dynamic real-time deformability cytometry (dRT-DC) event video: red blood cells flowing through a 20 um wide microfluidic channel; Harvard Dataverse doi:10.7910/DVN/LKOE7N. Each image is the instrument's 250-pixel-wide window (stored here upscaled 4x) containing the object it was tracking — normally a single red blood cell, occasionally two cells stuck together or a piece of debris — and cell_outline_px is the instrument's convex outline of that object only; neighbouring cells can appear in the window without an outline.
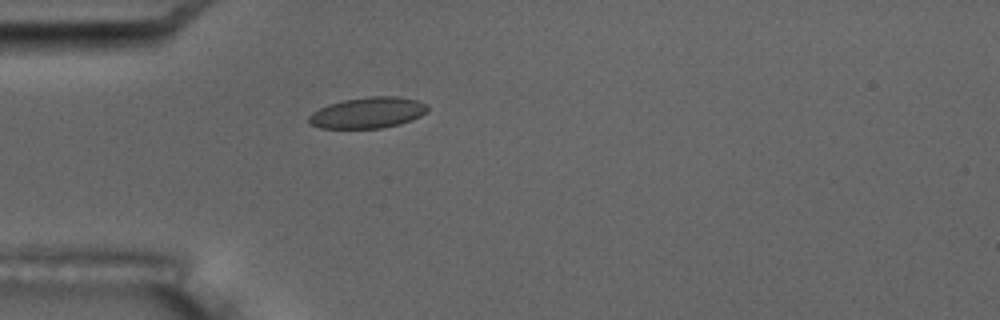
{"species": "common noctule bat (a hibernating species)", "species_latin": "Nyctalus noctula", "temperature_condition": "room temperature", "stored_images_in_passage": 1, "camera_frame_rate_fps": 3000, "um_per_image_px": 0.085, "animal": {"sex": "male", "body_mass_g": 17.5, "forearm_length_mm": 52.3}, "frame": {"image": 1, "passage_image": 1, "time_ms": 0.0, "image_size_px": [1000, 320], "cell_outline_px": [[428, 112], [412, 120], [400, 124], [380, 128], [320, 128], [312, 124], [308, 120], [308, 116], [312, 112], [328, 104], [344, 100], [368, 96], [396, 96], [416, 100], [428, 104]], "centroid_in_image_um": [31.29, 9.57], "position_along_channel_um": 53.7, "area_um2": 21.5}}